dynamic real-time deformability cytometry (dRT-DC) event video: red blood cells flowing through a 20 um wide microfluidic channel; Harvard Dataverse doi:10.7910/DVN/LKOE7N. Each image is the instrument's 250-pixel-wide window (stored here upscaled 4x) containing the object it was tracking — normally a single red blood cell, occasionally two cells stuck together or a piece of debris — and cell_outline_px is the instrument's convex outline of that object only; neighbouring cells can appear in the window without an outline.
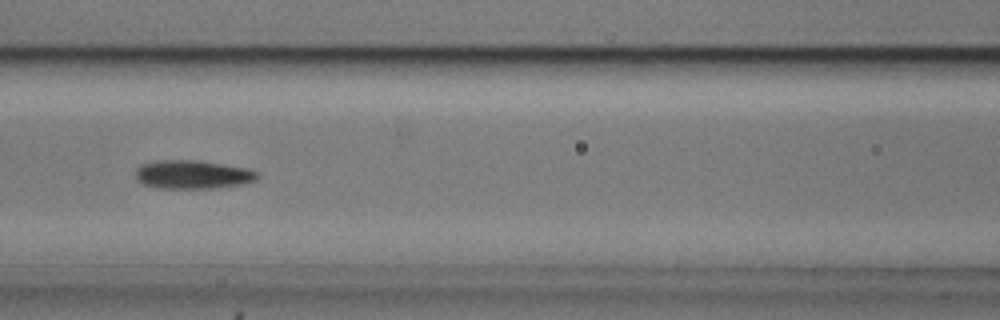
{"species": "common noctule bat (a hibernating species)", "species_latin": "Nyctalus noctula", "temperature_condition": "cold", "stored_images_in_passage": 36, "camera_frame_rate_fps": 3000, "um_per_image_px": 0.085, "animal": {"sex": "male", "body_mass_g": 20.5, "forearm_length_mm": 52.5}, "frame": {"image": 1, "passage_image": 8, "time_ms": 2.333, "image_size_px": [1000, 320], "cell_outline_px": [[260, 176], [256, 180], [240, 184], [216, 188], [160, 188], [144, 184], [136, 176], [136, 168], [140, 164], [156, 160], [200, 160], [248, 168], [260, 172]], "centroid_in_image_um": [16.42, 14.82], "position_along_channel_um": 150.2, "area_um2": 20.4}}
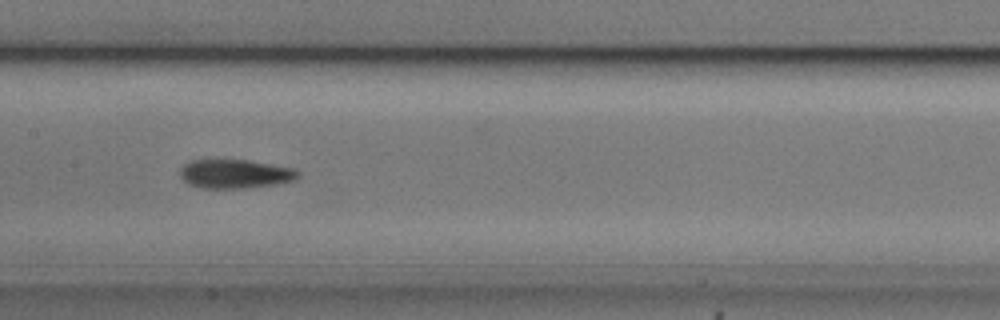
{"frame": {"image": 2, "passage_image": 11, "time_ms": 3.333, "image_size_px": [1000, 320], "cell_outline_px": [[300, 176], [296, 180], [276, 184], [244, 188], [200, 188], [188, 184], [180, 176], [180, 168], [188, 160], [248, 160], [292, 168], [300, 172]], "centroid_in_image_um": [19.97, 14.78], "position_along_channel_um": 187.4, "area_um2": 19.94}}
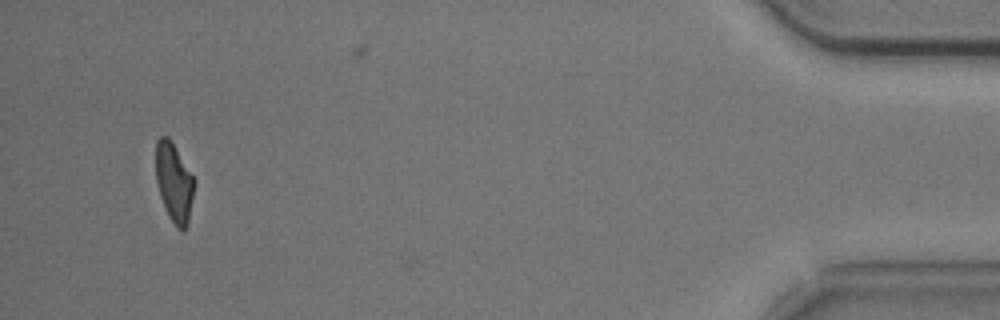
{"frame": {"image": 3, "passage_image": 36, "time_ms": 11.667, "image_size_px": [1000, 320], "cell_outline_px": [[196, 180], [188, 224], [180, 232], [176, 228], [168, 216], [160, 196], [156, 184], [156, 140], [160, 136], [168, 136]], "centroid_in_image_um": [14.8, 15.53], "position_along_channel_um": 420.4, "area_um2": 17.92}, "authors_computed_cell_mechanics": {"area_um2": 19.5364, "velocity_mm_per_s": 3.7203, "shape_relaxation_time_tau1_ms": 3.1278, "shape_relaxation_time_tau2_ms": 2.6906, "deformation_change_tau1": 0.1453, "deformation_change_tau2": 0.1077}}